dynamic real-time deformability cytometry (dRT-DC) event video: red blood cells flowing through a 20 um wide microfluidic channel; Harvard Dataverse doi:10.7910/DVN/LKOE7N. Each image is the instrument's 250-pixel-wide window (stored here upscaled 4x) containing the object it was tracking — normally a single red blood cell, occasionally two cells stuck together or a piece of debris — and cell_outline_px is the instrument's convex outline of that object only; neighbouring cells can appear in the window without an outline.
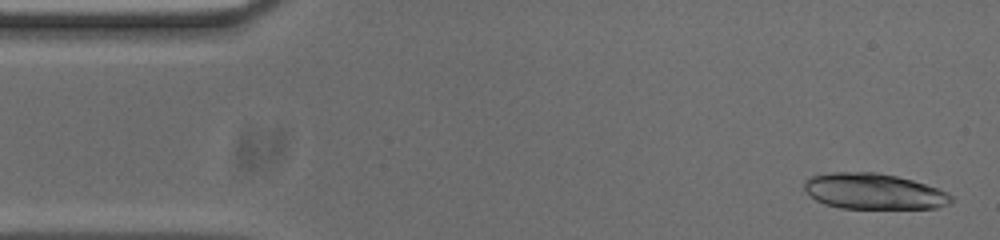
{"species": "common noctule bat (a hibernating species)", "species_latin": "Nyctalus noctula", "temperature_condition": "cold", "stored_images_in_passage": 52, "camera_frame_rate_fps": 3000, "um_per_image_px": 0.085, "animal": {"sex": "male", "body_mass_g": 20.0, "forearm_length_mm": 53.3}, "frame": {"image": 1, "passage_image": 2, "time_ms": 0.333, "image_size_px": [1000, 240], "cell_outline_px": [[952, 204], [936, 208], [840, 208], [824, 204], [816, 200], [804, 188], [804, 180], [812, 176], [832, 172], [876, 172], [896, 176], [912, 180], [948, 192], [952, 196]], "centroid_in_image_um": [74.28, 16.27], "position_along_channel_um": 10.7, "area_um2": 30.58}}
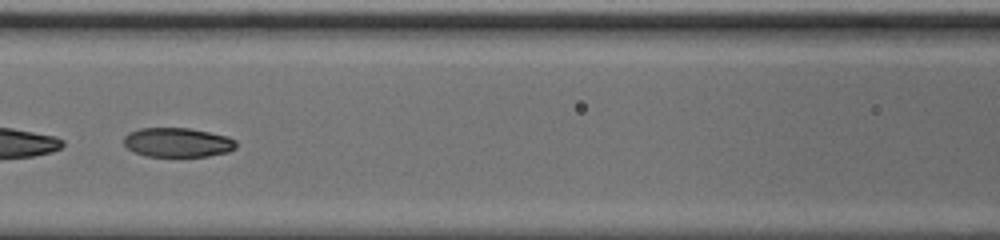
{"frame": {"image": 2, "passage_image": 22, "time_ms": 7.0, "image_size_px": [1000, 240], "cell_outline_px": [[236, 148], [228, 152], [208, 156], [144, 156], [132, 152], [124, 144], [124, 136], [128, 132], [140, 128], [188, 128], [228, 136], [236, 140]], "centroid_in_image_um": [15.08, 12.11], "position_along_channel_um": 151.5, "area_um2": 19.31}}
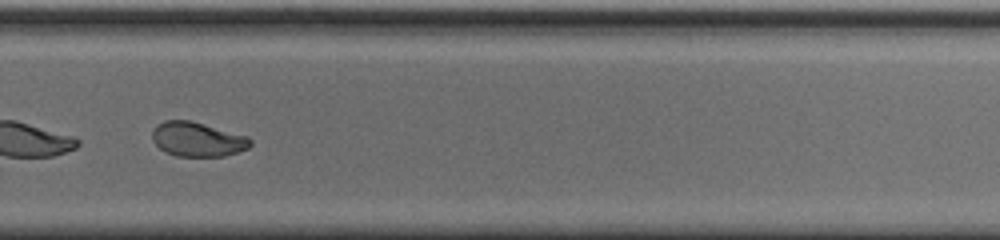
{"frame": {"image": 3, "passage_image": 35, "time_ms": 11.333, "image_size_px": [1000, 240], "cell_outline_px": [[252, 144], [248, 148], [240, 152], [224, 156], [176, 156], [164, 152], [152, 140], [152, 132], [156, 124], [164, 120], [188, 120], [204, 124], [248, 136], [252, 140]], "centroid_in_image_um": [16.79, 11.84], "position_along_channel_um": 313.0, "area_um2": 19.83}}